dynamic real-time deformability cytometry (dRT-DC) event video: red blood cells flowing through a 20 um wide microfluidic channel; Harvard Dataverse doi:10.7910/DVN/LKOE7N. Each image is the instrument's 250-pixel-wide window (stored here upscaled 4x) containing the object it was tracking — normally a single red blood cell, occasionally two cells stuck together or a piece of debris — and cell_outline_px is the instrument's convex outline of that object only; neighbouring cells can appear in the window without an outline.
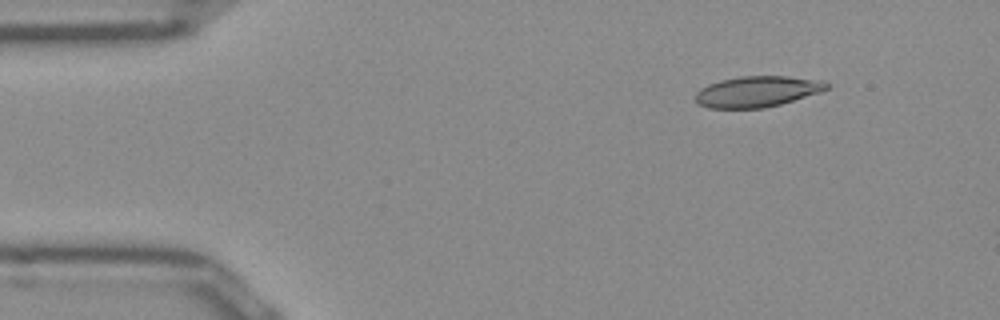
{"species": "Egyptian fruit bat (a non-hibernating species)", "species_latin": "Rousettus aegyptiacus", "temperature_condition": "room temperature", "stored_images_in_passage": 7, "camera_frame_rate_fps": 3000, "um_per_image_px": 0.085, "frame": {"image": 1, "passage_image": 1, "time_ms": 0.0, "image_size_px": [1000, 320], "cell_outline_px": [[828, 88], [820, 92], [780, 104], [764, 108], [708, 108], [696, 104], [696, 92], [700, 88], [708, 84], [720, 80], [740, 76], [788, 76], [824, 80], [828, 84]], "centroid_in_image_um": [64.34, 7.78], "position_along_channel_um": 20.7, "area_um2": 23.7}}